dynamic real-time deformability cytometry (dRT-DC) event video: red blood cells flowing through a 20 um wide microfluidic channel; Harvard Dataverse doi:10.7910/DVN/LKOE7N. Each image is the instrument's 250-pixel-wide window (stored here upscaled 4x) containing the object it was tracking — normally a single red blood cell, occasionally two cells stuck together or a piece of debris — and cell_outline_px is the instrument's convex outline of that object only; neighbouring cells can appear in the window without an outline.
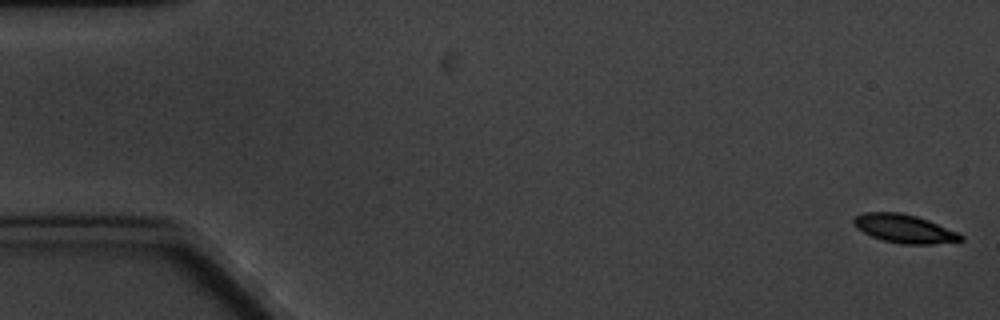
{"species": "common noctule bat (a hibernating species)", "species_latin": "Nyctalus noctula", "temperature_condition": "cold", "stored_images_in_passage": 8, "camera_frame_rate_fps": 3000, "um_per_image_px": 0.085, "animal": {"sex": "male", "body_mass_g": 20.1, "forearm_length_mm": 53.5}, "frame": {"image": 1, "passage_image": 1, "time_ms": 0.0, "image_size_px": [1000, 320], "cell_outline_px": [[964, 240], [932, 244], [900, 244], [884, 240], [872, 236], [856, 228], [852, 224], [852, 220], [856, 216], [864, 212], [900, 212], [916, 216], [928, 220], [960, 232], [964, 236]], "centroid_in_image_um": [76.89, 19.43], "position_along_channel_um": 8.1, "area_um2": 17.86}}
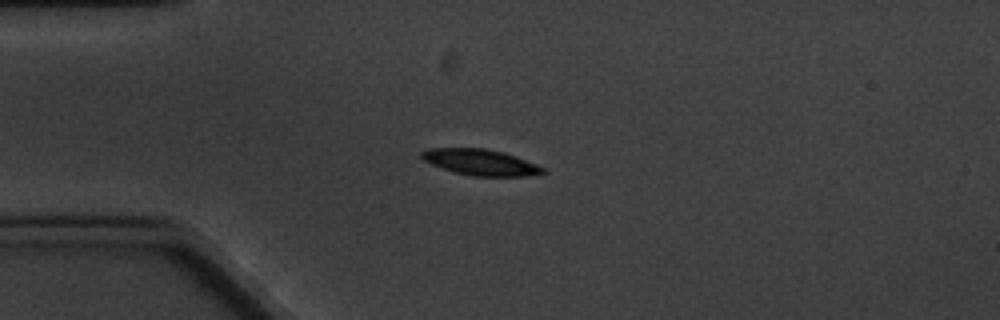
{"frame": {"image": 2, "passage_image": 5, "time_ms": 4.667, "image_size_px": [1000, 320], "cell_outline_px": [[548, 172], [524, 176], [472, 176], [440, 168], [424, 160], [420, 156], [420, 152], [428, 148], [484, 148], [504, 152], [516, 156], [536, 164], [544, 168]], "centroid_in_image_um": [40.83, 13.78], "position_along_channel_um": 44.2, "area_um2": 18.38}}
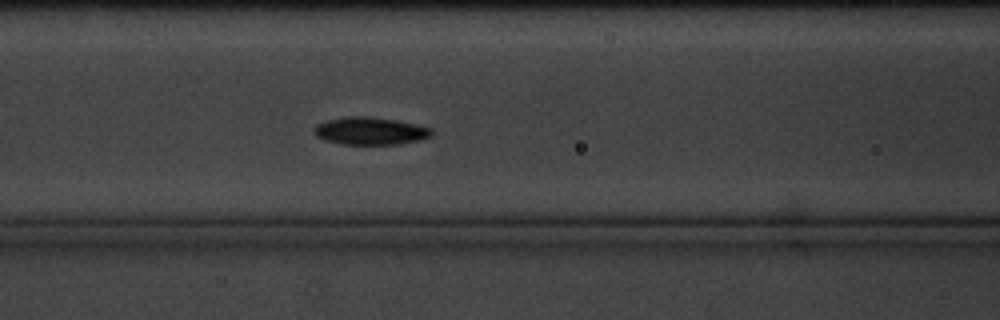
{"frame": {"image": 3, "passage_image": 8, "time_ms": 8.0, "image_size_px": [1000, 320], "cell_outline_px": [[432, 136], [416, 140], [396, 144], [340, 144], [324, 140], [316, 136], [312, 132], [312, 128], [316, 124], [328, 120], [348, 116], [364, 116], [396, 120], [416, 124], [432, 128]], "centroid_in_image_um": [31.41, 11.13], "position_along_channel_um": 135.2, "area_um2": 18.84}}